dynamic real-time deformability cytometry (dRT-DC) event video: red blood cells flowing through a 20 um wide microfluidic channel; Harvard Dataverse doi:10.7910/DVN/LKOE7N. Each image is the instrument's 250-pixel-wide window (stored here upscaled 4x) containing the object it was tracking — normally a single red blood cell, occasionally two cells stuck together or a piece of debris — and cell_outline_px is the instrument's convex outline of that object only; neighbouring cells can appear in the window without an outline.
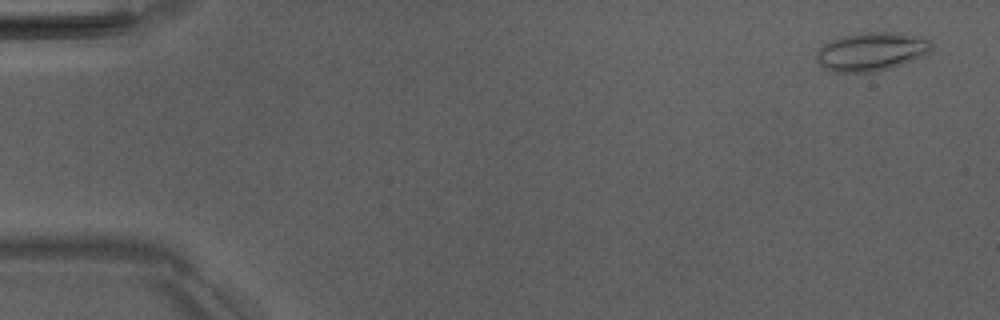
{"species": "Egyptian fruit bat (a non-hibernating species)", "species_latin": "Rousettus aegyptiacus", "temperature_condition": "room temperature", "stored_images_in_passage": 6, "camera_frame_rate_fps": 3000, "um_per_image_px": 0.085, "animal": {"sex": "male"}, "frame": {"image": 1, "passage_image": 1, "time_ms": 0.0, "image_size_px": [1000, 320], "cell_outline_px": [[932, 48], [924, 56], [892, 68], [872, 72], [832, 72], [824, 68], [816, 60], [816, 52], [824, 44], [840, 36], [860, 32], [896, 32], [924, 36], [932, 40]], "centroid_in_image_um": [74.1, 4.37], "position_along_channel_um": 10.9, "area_um2": 26.3}}